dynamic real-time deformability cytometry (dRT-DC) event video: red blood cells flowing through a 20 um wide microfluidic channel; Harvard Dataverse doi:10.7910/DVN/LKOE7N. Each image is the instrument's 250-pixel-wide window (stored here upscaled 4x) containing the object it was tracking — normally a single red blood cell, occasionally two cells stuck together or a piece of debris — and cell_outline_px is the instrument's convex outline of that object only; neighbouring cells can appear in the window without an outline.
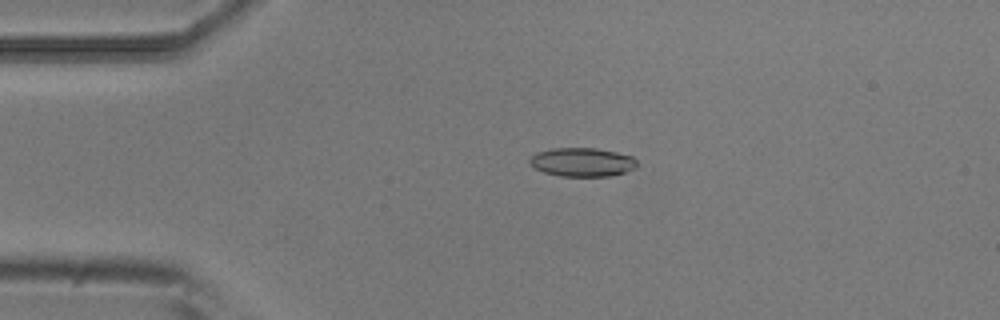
{"species": "common noctule bat (a hibernating species)", "species_latin": "Nyctalus noctula", "temperature_condition": "room temperature", "stored_images_in_passage": 8, "camera_frame_rate_fps": 3000, "um_per_image_px": 0.085, "animal": {"sex": "male", "body_mass_g": 20.5, "forearm_length_mm": 52.5}, "frame": {"image": 1, "passage_image": 3, "time_ms": 0.667, "image_size_px": [1000, 320], "cell_outline_px": [[636, 168], [612, 176], [560, 176], [544, 172], [528, 164], [528, 160], [536, 152], [552, 148], [596, 148], [616, 152], [632, 156], [636, 160]], "centroid_in_image_um": [49.47, 13.78], "position_along_channel_um": 35.5, "area_um2": 18.03}}
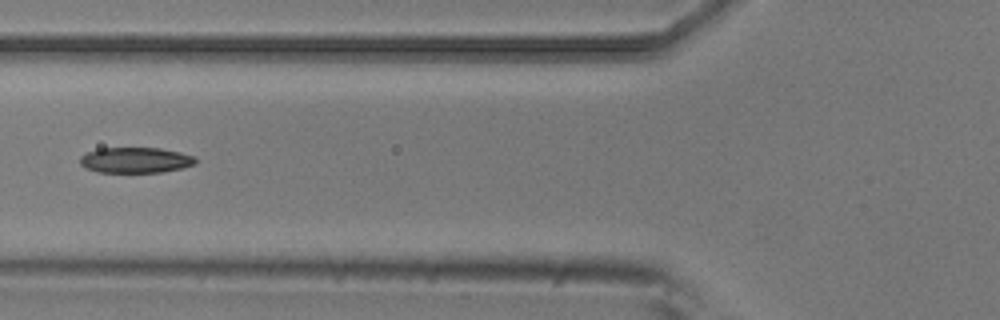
{"frame": {"image": 2, "passage_image": 5, "time_ms": 1.333, "image_size_px": [1000, 320], "cell_outline_px": [[196, 164], [184, 168], [160, 172], [96, 172], [80, 164], [80, 156], [88, 152], [100, 148], [160, 148], [180, 152], [196, 156]], "centroid_in_image_um": [11.56, 13.61], "position_along_channel_um": 114.2, "area_um2": 17.28}}
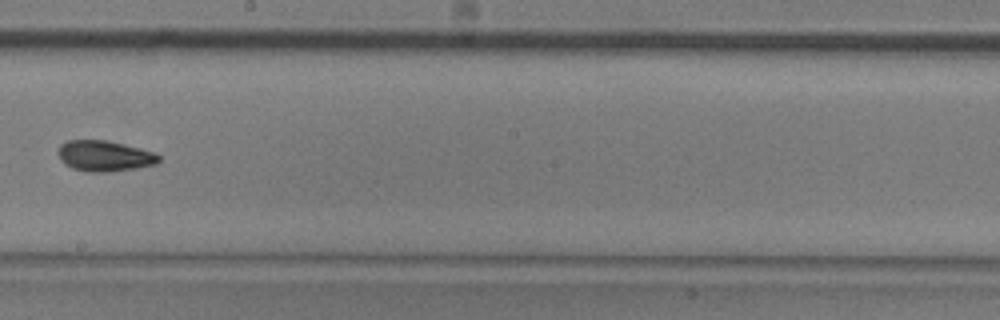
{"frame": {"image": 3, "passage_image": 8, "time_ms": 2.333, "image_size_px": [1000, 320], "cell_outline_px": [[160, 160], [156, 164], [136, 168], [112, 172], [84, 172], [72, 168], [64, 164], [60, 160], [56, 152], [60, 144], [68, 140], [108, 140], [140, 148], [152, 152], [160, 156]], "centroid_in_image_um": [8.83, 13.26], "position_along_channel_um": 239.4, "area_um2": 18.32}}